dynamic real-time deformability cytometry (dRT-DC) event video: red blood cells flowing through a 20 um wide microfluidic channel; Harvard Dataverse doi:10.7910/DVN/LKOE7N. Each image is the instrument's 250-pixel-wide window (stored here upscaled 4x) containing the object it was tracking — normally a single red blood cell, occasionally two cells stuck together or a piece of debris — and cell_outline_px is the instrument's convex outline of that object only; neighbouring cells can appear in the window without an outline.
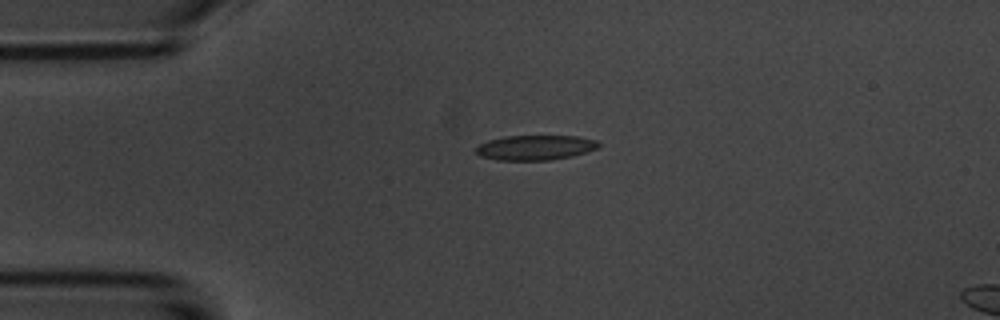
{"species": "common noctule bat (a hibernating species)", "species_latin": "Nyctalus noctula", "temperature_condition": "room temperature", "stored_images_in_passage": 4, "camera_frame_rate_fps": 3000, "um_per_image_px": 0.085, "animal": {"sex": "male", "body_mass_g": 20.1, "forearm_length_mm": 53.5}, "frame": {"image": 1, "passage_image": 4, "time_ms": 3.667, "image_size_px": [1000, 320], "cell_outline_px": [[600, 148], [572, 156], [552, 160], [496, 160], [480, 156], [476, 152], [476, 148], [480, 144], [488, 140], [504, 136], [576, 136], [596, 140], [600, 144]], "centroid_in_image_um": [45.51, 12.55], "position_along_channel_um": 39.5, "area_um2": 17.86}}